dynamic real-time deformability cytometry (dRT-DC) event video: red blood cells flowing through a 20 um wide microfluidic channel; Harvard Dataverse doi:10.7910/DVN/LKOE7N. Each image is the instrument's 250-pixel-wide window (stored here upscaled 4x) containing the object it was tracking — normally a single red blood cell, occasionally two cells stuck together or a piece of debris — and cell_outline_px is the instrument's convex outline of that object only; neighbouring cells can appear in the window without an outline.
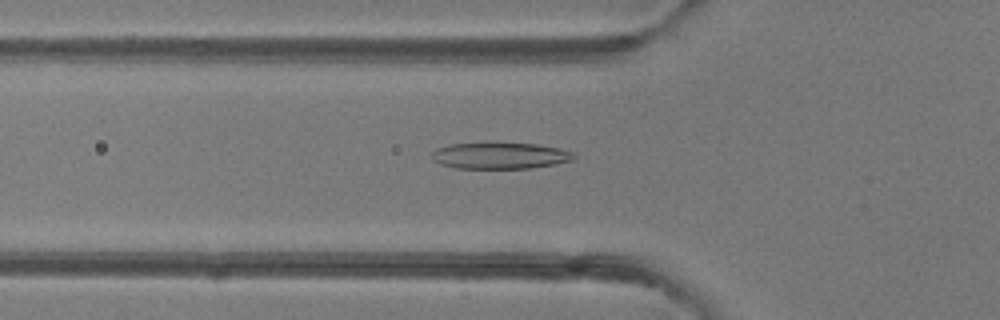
{"species": "common noctule bat (a hibernating species)", "species_latin": "Nyctalus noctula", "temperature_condition": "room temperature", "stored_images_in_passage": 48, "camera_frame_rate_fps": 3000, "um_per_image_px": 0.085, "animal": {"sex": "female"}, "frame": {"image": 1, "passage_image": 16, "time_ms": 5.0, "image_size_px": [1000, 320], "cell_outline_px": [[576, 156], [572, 160], [556, 164], [528, 168], [456, 168], [440, 164], [432, 160], [432, 152], [436, 148], [448, 144], [536, 144], [560, 148], [572, 152]], "centroid_in_image_um": [42.49, 13.24], "position_along_channel_um": 83.3, "area_um2": 21.5}}
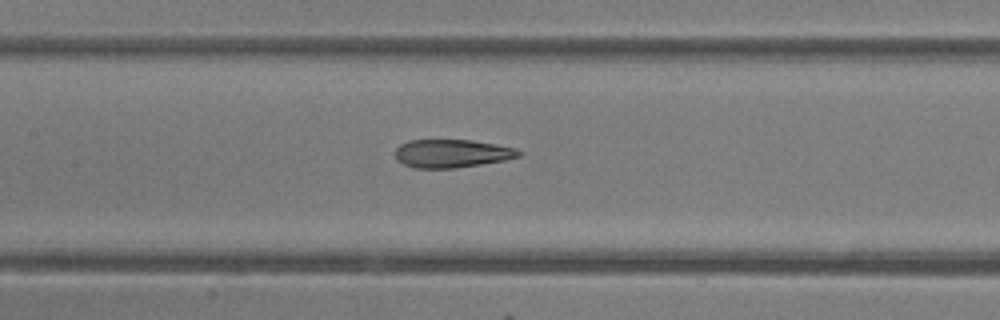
{"frame": {"image": 2, "passage_image": 22, "time_ms": 7.0, "image_size_px": [1000, 320], "cell_outline_px": [[524, 152], [520, 156], [504, 160], [480, 164], [452, 168], [416, 168], [404, 164], [396, 160], [396, 148], [400, 144], [408, 140], [472, 140], [496, 144], [516, 148]], "centroid_in_image_um": [38.42, 13.03], "position_along_channel_um": 169.0, "area_um2": 20.29}}
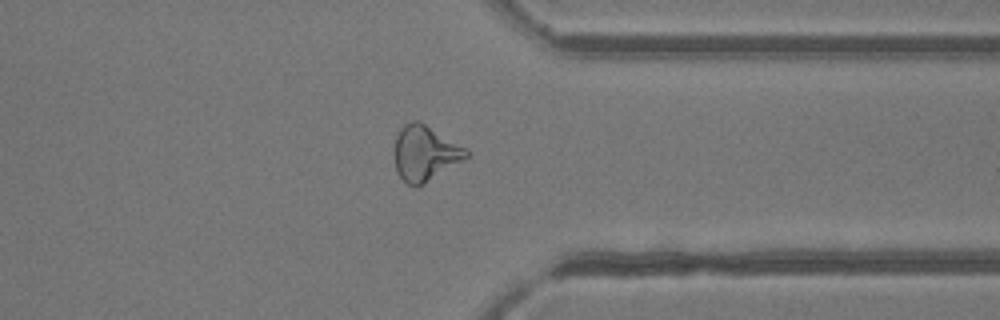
{"frame": {"image": 3, "passage_image": 37, "time_ms": 12.0, "image_size_px": [1000, 320], "cell_outline_px": [[472, 156], [424, 184], [416, 188], [408, 184], [396, 172], [392, 152], [396, 136], [400, 128], [404, 124], [412, 120], [420, 120], [464, 148]], "centroid_in_image_um": [36.08, 13.03], "position_along_channel_um": 375.3, "area_um2": 23.58}, "authors_computed_cell_mechanics": {"area_um2": 22.5998, "velocity_mm_per_s": 4.2153, "shape_relaxation_time_tau1_ms": 6.549, "shape_relaxation_time_tau2_ms": 1.8244, "deformation_change_tau1": 0.2243, "deformation_change_tau2": 0.1192}}